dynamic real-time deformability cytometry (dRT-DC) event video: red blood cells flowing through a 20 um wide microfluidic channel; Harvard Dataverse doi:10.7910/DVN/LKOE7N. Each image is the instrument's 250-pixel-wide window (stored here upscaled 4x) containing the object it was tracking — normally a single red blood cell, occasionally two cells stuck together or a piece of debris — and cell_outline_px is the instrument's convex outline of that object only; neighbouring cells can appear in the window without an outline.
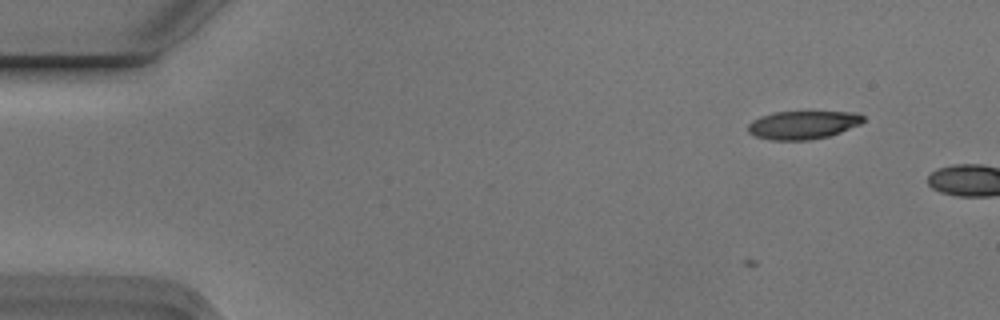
{"species": "Egyptian fruit bat (a non-hibernating species)", "species_latin": "Rousettus aegyptiacus", "temperature_condition": "cold", "stored_images_in_passage": 8, "camera_frame_rate_fps": 3000, "um_per_image_px": 0.085, "animal": {"sex": "male"}, "frame": {"image": 1, "passage_image": 3, "time_ms": 0.667, "image_size_px": [1000, 320], "cell_outline_px": [[864, 120], [860, 124], [840, 132], [828, 136], [808, 140], [772, 140], [756, 136], [748, 132], [748, 124], [752, 120], [760, 116], [776, 112], [856, 112], [864, 116]], "centroid_in_image_um": [68.24, 10.61], "position_along_channel_um": 16.8, "area_um2": 18.84}}
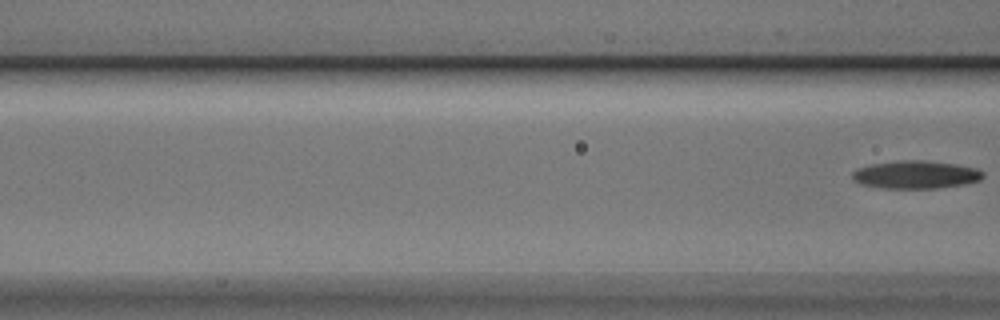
{"frame": {"image": 2, "passage_image": 8, "time_ms": 2.333, "image_size_px": [1000, 320], "cell_outline_px": [[984, 176], [980, 180], [964, 184], [940, 188], [880, 188], [860, 184], [852, 176], [852, 172], [860, 168], [872, 164], [900, 160], [924, 160], [956, 164], [976, 168], [984, 172]], "centroid_in_image_um": [77.87, 14.85], "position_along_channel_um": 88.7, "area_um2": 21.21}}